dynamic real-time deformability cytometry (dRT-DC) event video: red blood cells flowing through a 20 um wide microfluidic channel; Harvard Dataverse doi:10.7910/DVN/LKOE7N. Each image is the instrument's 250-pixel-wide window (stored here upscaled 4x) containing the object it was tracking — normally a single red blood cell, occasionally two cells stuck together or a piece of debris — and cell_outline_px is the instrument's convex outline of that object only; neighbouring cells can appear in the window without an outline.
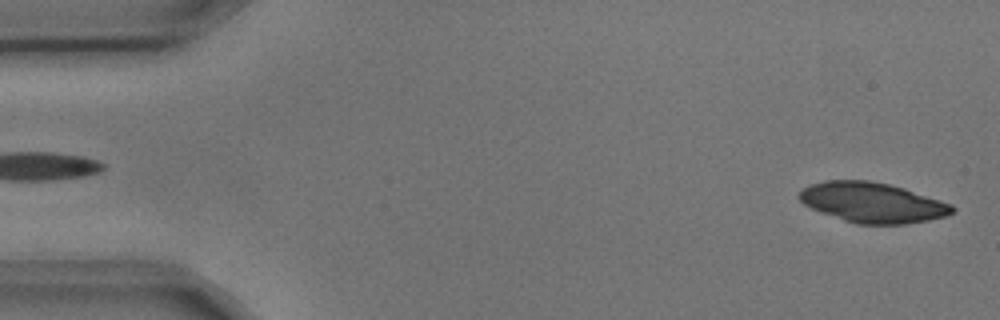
{"species": "common noctule bat (a hibernating species)", "species_latin": "Nyctalus noctula", "temperature_condition": "cold", "stored_images_in_passage": 2, "segment_of_instrument_passage": [2, 2], "camera_frame_rate_fps": 3000, "um_per_image_px": 0.085, "animal": {"sex": "male", "body_mass_g": 17.9, "forearm_length_mm": 54.2}, "frame": {"image": 1, "passage_image": 2, "time_ms": 0.333, "image_size_px": [1000, 320], "cell_outline_px": [[956, 208], [952, 212], [944, 216], [928, 220], [904, 224], [856, 224], [844, 220], [812, 208], [804, 204], [796, 196], [808, 184], [824, 180], [868, 180], [888, 184], [904, 188], [952, 204]], "centroid_in_image_um": [74.13, 17.2], "position_along_channel_um": 10.9, "area_um2": 35.55}}